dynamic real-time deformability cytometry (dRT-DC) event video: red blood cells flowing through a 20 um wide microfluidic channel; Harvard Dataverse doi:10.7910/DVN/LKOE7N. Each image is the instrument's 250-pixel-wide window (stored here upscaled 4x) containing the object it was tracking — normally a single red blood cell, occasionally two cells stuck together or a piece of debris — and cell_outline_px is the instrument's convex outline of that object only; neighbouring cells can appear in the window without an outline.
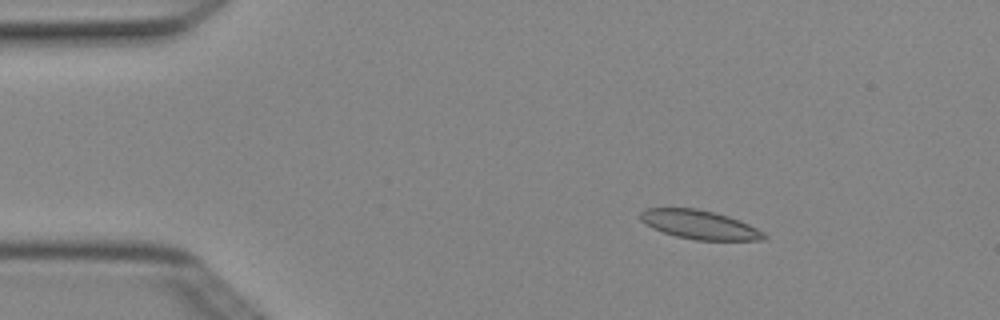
{"species": "Egyptian fruit bat (a non-hibernating species)", "species_latin": "Rousettus aegyptiacus", "temperature_condition": "cold", "stored_images_in_passage": 5, "camera_frame_rate_fps": 3000, "um_per_image_px": 0.085, "animal": {"sex": "female"}, "frame": {"image": 1, "passage_image": 3, "time_ms": 0.667, "image_size_px": [1000, 320], "cell_outline_px": [[768, 236], [764, 240], [696, 240], [676, 236], [652, 228], [640, 220], [640, 212], [644, 208], [696, 208], [728, 216], [740, 220], [764, 232]], "centroid_in_image_um": [59.46, 19.1], "position_along_channel_um": 25.5, "area_um2": 20.75}}